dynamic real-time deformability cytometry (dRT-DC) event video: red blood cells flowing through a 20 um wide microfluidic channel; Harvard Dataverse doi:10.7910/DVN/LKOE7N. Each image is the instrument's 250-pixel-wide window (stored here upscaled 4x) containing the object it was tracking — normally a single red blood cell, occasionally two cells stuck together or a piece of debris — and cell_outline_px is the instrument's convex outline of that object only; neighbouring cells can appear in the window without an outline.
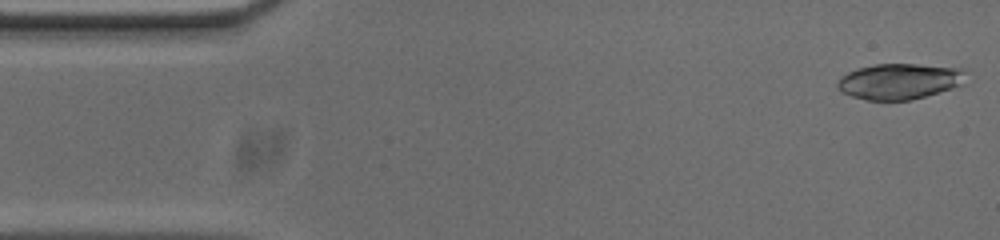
{"species": "common noctule bat (a hibernating species)", "species_latin": "Nyctalus noctula", "temperature_condition": "cold", "stored_images_in_passage": 53, "camera_frame_rate_fps": 3000, "um_per_image_px": 0.085, "animal": {"sex": "male", "body_mass_g": 20.0, "forearm_length_mm": 53.3}, "frame": {"image": 1, "passage_image": 1, "time_ms": 0.0, "image_size_px": [1000, 240], "cell_outline_px": [[964, 84], [952, 88], [924, 96], [908, 100], [868, 100], [852, 96], [840, 92], [836, 88], [836, 84], [840, 76], [856, 68], [876, 64], [916, 64], [960, 68], [964, 72]], "centroid_in_image_um": [76.39, 6.91], "position_along_channel_um": 8.6, "area_um2": 26.7}}
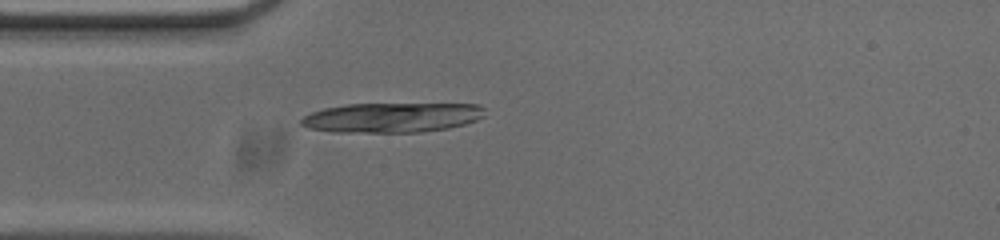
{"frame": {"image": 2, "passage_image": 13, "time_ms": 4.0, "image_size_px": [1000, 240], "cell_outline_px": [[484, 116], [476, 120], [464, 124], [448, 128], [420, 132], [332, 132], [308, 128], [300, 124], [300, 120], [304, 116], [312, 112], [324, 108], [348, 104], [480, 104], [484, 108]], "centroid_in_image_um": [33.3, 9.99], "position_along_channel_um": 51.7, "area_um2": 31.85}}